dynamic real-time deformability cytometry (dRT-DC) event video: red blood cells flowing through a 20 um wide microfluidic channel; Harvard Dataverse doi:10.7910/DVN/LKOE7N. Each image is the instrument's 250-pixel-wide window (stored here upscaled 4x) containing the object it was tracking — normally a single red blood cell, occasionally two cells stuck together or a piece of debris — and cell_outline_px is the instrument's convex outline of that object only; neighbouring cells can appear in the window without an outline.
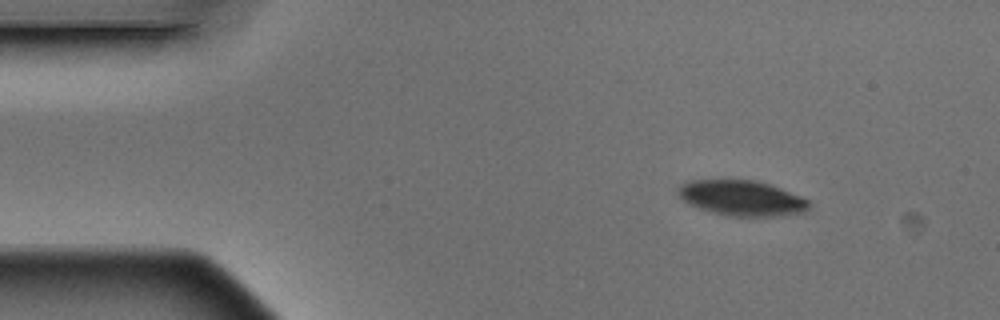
{"species": "Egyptian fruit bat (a non-hibernating species)", "species_latin": "Rousettus aegyptiacus", "temperature_condition": "warm", "stored_images_in_passage": 3, "camera_frame_rate_fps": 3000, "um_per_image_px": 0.085, "animal": {"sex": "male"}, "frame": {"image": 1, "passage_image": 1, "time_ms": 0.0, "image_size_px": [1000, 320], "cell_outline_px": [[808, 208], [804, 212], [776, 216], [728, 216], [712, 212], [700, 208], [684, 200], [680, 196], [680, 184], [688, 180], [756, 180], [780, 188], [800, 196], [808, 200]], "centroid_in_image_um": [63.06, 16.83], "position_along_channel_um": 21.9, "area_um2": 26.47}}
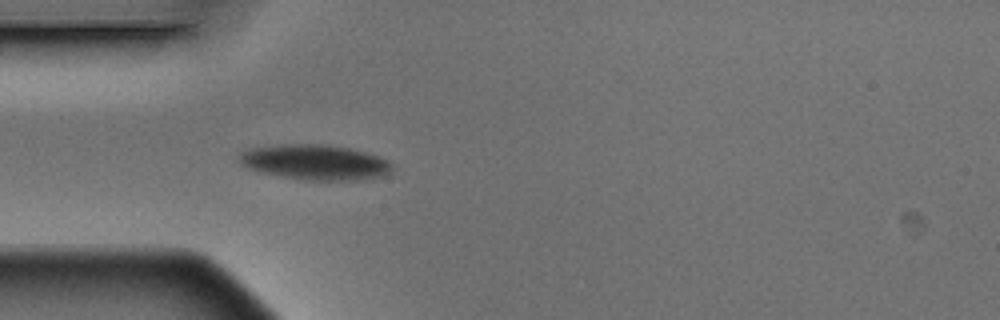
{"frame": {"image": 2, "passage_image": 3, "time_ms": 0.667, "image_size_px": [1000, 320], "cell_outline_px": [[392, 168], [384, 176], [356, 180], [300, 180], [264, 172], [248, 168], [240, 164], [240, 152], [248, 148], [292, 144], [320, 144], [348, 148], [364, 152], [376, 156], [392, 164]], "centroid_in_image_um": [26.75, 13.8], "position_along_channel_um": 58.3, "area_um2": 30.87}}